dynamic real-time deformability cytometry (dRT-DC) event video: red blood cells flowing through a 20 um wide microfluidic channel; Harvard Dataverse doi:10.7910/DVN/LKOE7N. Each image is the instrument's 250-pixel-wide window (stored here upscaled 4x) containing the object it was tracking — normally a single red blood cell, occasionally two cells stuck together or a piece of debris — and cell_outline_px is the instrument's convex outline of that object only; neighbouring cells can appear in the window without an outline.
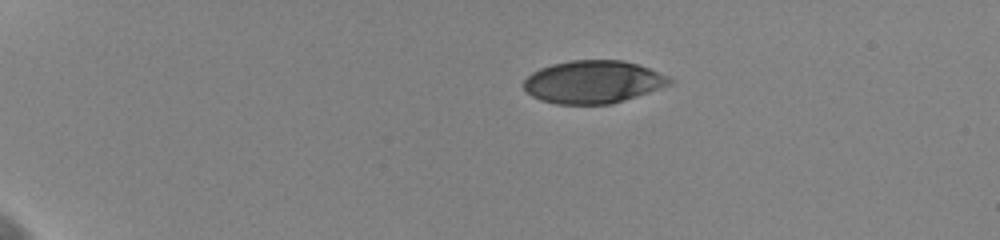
{"species": "human", "species_latin": "Homo sapiens", "temperature_condition": "cold", "stored_images_in_passage": 46, "camera_frame_rate_fps": 3000, "um_per_image_px": 0.085, "donor": {"sex": "female"}, "frame": {"image": 1, "passage_image": 1, "time_ms": 0.0, "image_size_px": [1000, 240], "cell_outline_px": [[676, 80], [672, 84], [612, 104], [556, 104], [540, 100], [532, 96], [524, 88], [524, 80], [532, 72], [540, 68], [552, 64], [572, 60], [624, 60], [648, 68], [668, 76]], "centroid_in_image_um": [50.42, 6.96], "position_along_channel_um": 34.6, "area_um2": 36.3}}
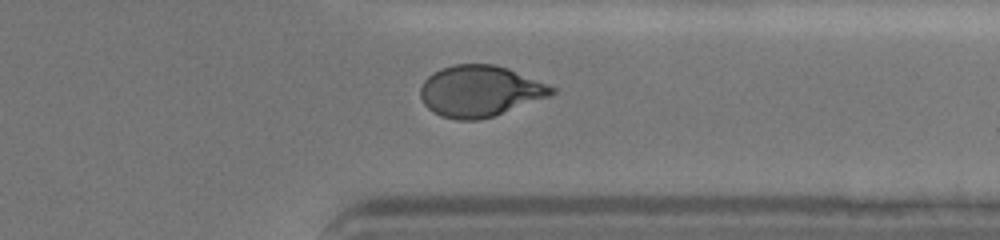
{"frame": {"image": 2, "passage_image": 36, "time_ms": 11.667, "image_size_px": [1000, 240], "cell_outline_px": [[556, 92], [548, 96], [492, 116], [480, 120], [456, 120], [440, 116], [432, 112], [424, 104], [420, 96], [420, 88], [424, 80], [428, 76], [440, 68], [456, 64], [496, 64], [508, 68], [556, 88]], "centroid_in_image_um": [40.74, 7.74], "position_along_channel_um": 370.7, "area_um2": 38.9}}
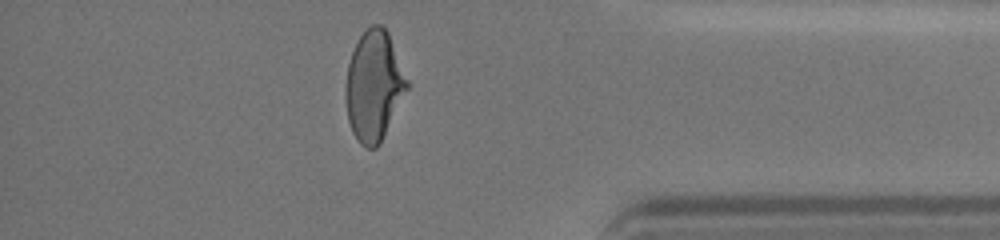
{"frame": {"image": 3, "passage_image": 40, "time_ms": 13.0, "image_size_px": [1000, 240], "cell_outline_px": [[408, 88], [380, 144], [376, 148], [364, 148], [360, 144], [352, 132], [348, 120], [344, 96], [344, 88], [348, 64], [352, 52], [360, 36], [372, 24], [380, 24], [388, 32], [408, 80]], "centroid_in_image_um": [31.76, 7.33], "position_along_channel_um": 403.4, "area_um2": 39.36}, "authors_computed_cell_mechanics": {"area_um2": 39.2173, "velocity_mm_per_s": 3.6238, "shape_relaxation_time_tau1_ms": 5.406, "shape_relaxation_time_tau2_ms": 1.3416, "deformation_change_tau1": 0.1853, "deformation_change_tau2": 0.0616}}